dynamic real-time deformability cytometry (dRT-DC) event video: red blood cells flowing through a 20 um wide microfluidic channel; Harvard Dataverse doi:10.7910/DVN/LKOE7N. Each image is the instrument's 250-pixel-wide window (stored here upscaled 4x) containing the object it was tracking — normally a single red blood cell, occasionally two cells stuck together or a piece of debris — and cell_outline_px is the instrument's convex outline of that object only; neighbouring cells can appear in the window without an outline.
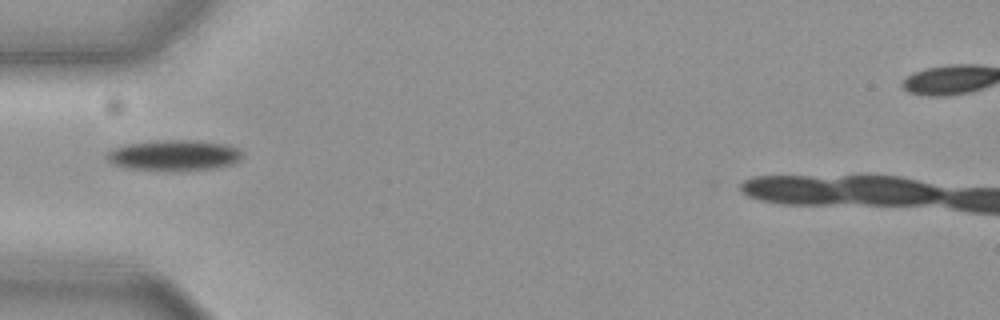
{"species": "common noctule bat (a hibernating species)", "species_latin": "Nyctalus noctula", "temperature_condition": "cold", "stored_images_in_passage": 38, "camera_frame_rate_fps": 3000, "um_per_image_px": 0.085, "animal": {"sex": "female", "body_mass_g": 19.3, "forearm_length_mm": 54.1}, "frame": {"image": 1, "passage_image": 1, "time_ms": 0.0, "image_size_px": [1000, 320], "cell_outline_px": [[240, 160], [232, 164], [212, 168], [168, 172], [124, 168], [108, 160], [104, 156], [112, 148], [128, 144], [156, 140], [200, 140], [224, 144], [236, 148], [240, 152]], "centroid_in_image_um": [14.74, 13.21], "position_along_channel_um": 70.3, "area_um2": 24.45}}
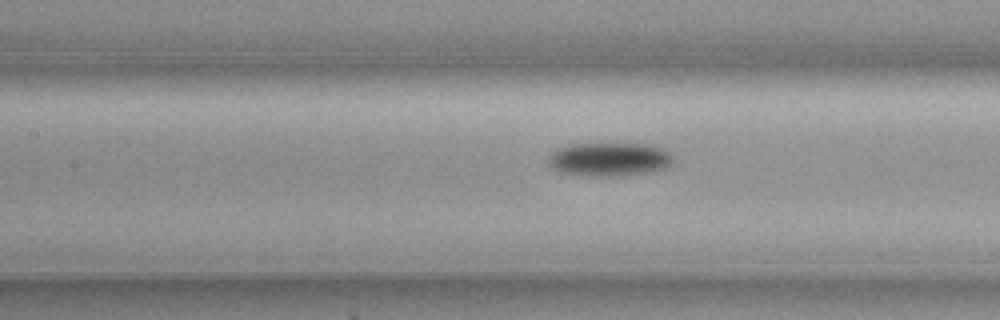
{"frame": {"image": 2, "passage_image": 8, "time_ms": 2.333, "image_size_px": [1000, 320], "cell_outline_px": [[672, 160], [664, 168], [644, 172], [612, 176], [588, 176], [560, 172], [548, 164], [548, 156], [556, 148], [568, 144], [648, 144], [664, 148], [672, 156]], "centroid_in_image_um": [51.72, 13.52], "position_along_channel_um": 155.7, "area_um2": 24.22}}
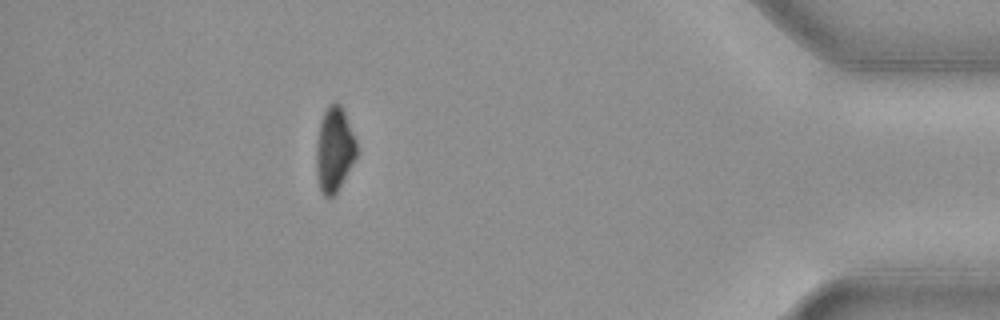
{"frame": {"image": 3, "passage_image": 33, "time_ms": 10.667, "image_size_px": [1000, 320], "cell_outline_px": [[356, 156], [336, 192], [332, 196], [324, 196], [320, 188], [316, 172], [316, 144], [320, 120], [328, 104], [340, 104], [344, 112], [356, 140]], "centroid_in_image_um": [28.39, 12.68], "position_along_channel_um": 406.8, "area_um2": 19.48}}